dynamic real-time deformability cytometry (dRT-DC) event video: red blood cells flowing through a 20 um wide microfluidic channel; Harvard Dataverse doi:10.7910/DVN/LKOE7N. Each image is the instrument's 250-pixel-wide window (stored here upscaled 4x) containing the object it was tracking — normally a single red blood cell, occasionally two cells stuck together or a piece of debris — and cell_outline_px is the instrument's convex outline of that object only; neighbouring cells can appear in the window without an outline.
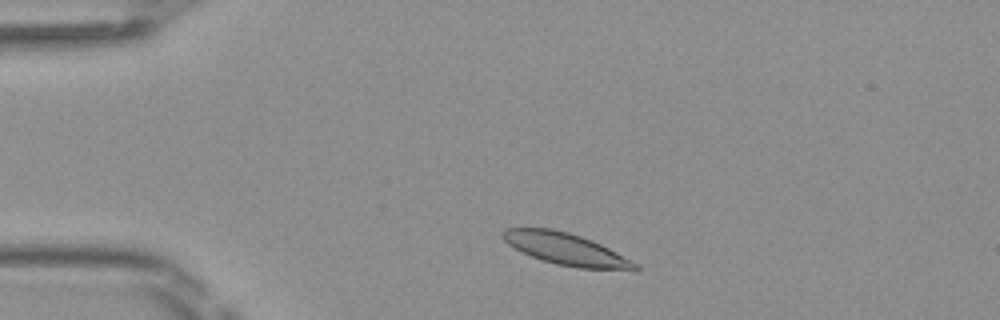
{"species": "Egyptian fruit bat (a non-hibernating species)", "species_latin": "Rousettus aegyptiacus", "temperature_condition": "room temperature", "stored_images_in_passage": 43, "camera_frame_rate_fps": 3000, "um_per_image_px": 0.085, "frame": {"image": 1, "passage_image": 4, "time_ms": 1.0, "image_size_px": [1000, 320], "cell_outline_px": [[640, 268], [636, 272], [576, 268], [556, 264], [532, 256], [508, 244], [500, 236], [500, 232], [504, 228], [552, 228], [568, 232], [592, 240], [640, 264]], "centroid_in_image_um": [48.19, 21.2], "position_along_channel_um": 36.8, "area_um2": 24.97}}
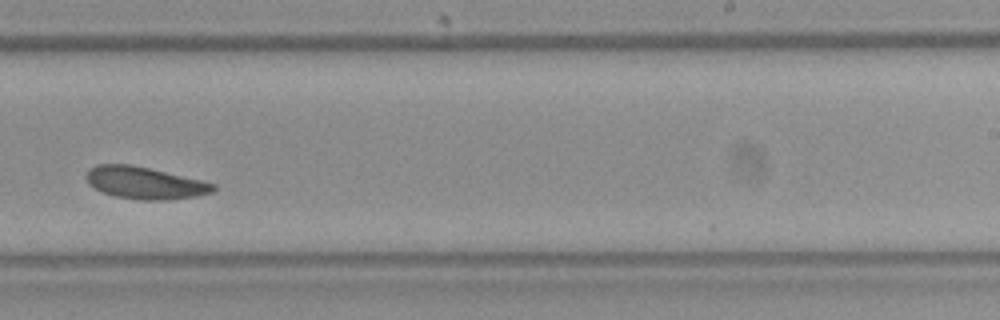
{"frame": {"image": 2, "passage_image": 25, "time_ms": 8.0, "image_size_px": [1000, 320], "cell_outline_px": [[216, 188], [212, 192], [196, 196], [164, 200], [144, 200], [116, 196], [100, 192], [88, 184], [84, 176], [88, 168], [96, 164], [132, 164], [200, 180], [216, 184]], "centroid_in_image_um": [12.24, 15.53], "position_along_channel_um": 276.8, "area_um2": 23.81}}
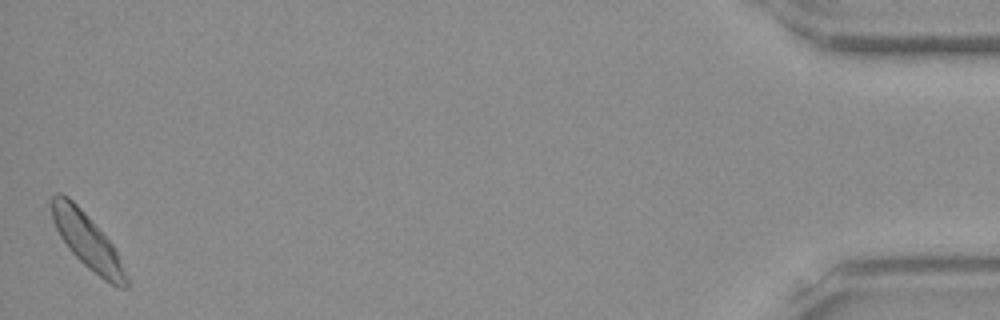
{"frame": {"image": 3, "passage_image": 43, "time_ms": 14.0, "image_size_px": [1000, 320], "cell_outline_px": [[128, 288], [120, 288], [104, 280], [88, 268], [68, 248], [60, 236], [52, 220], [48, 200], [56, 192], [60, 192], [68, 196], [84, 212], [116, 248], [128, 276]], "centroid_in_image_um": [7.4, 20.46], "position_along_channel_um": 427.8, "area_um2": 24.1}, "authors_computed_cell_mechanics": {"area_um2": 23.5824, "velocity_mm_per_s": 4.0167, "shape_relaxation_time_tau1_ms": 5.1249, "shape_relaxation_time_tau2_ms": null, "deformation_change_tau1": 0.1174, "deformation_change_tau2": null}}